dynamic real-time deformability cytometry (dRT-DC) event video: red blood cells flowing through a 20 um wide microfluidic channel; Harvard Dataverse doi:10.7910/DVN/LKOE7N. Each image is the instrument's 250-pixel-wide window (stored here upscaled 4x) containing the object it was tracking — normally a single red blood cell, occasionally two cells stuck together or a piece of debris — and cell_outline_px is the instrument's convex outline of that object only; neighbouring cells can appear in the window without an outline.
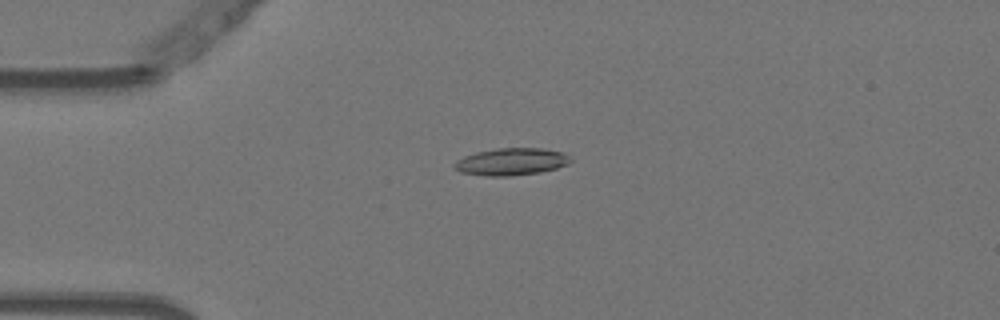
{"species": "Egyptian fruit bat (a non-hibernating species)", "species_latin": "Rousettus aegyptiacus", "temperature_condition": "warm", "stored_images_in_passage": 2, "camera_frame_rate_fps": 3000, "um_per_image_px": 0.085, "animal": {"sex": "female"}, "frame": {"image": 1, "passage_image": 2, "time_ms": 0.333, "image_size_px": [1000, 320], "cell_outline_px": [[572, 160], [568, 164], [556, 168], [540, 172], [512, 176], [488, 176], [460, 172], [452, 168], [452, 164], [456, 160], [464, 156], [476, 152], [500, 148], [544, 148], [564, 152]], "centroid_in_image_um": [43.44, 13.74], "position_along_channel_um": 41.6, "area_um2": 18.55}}